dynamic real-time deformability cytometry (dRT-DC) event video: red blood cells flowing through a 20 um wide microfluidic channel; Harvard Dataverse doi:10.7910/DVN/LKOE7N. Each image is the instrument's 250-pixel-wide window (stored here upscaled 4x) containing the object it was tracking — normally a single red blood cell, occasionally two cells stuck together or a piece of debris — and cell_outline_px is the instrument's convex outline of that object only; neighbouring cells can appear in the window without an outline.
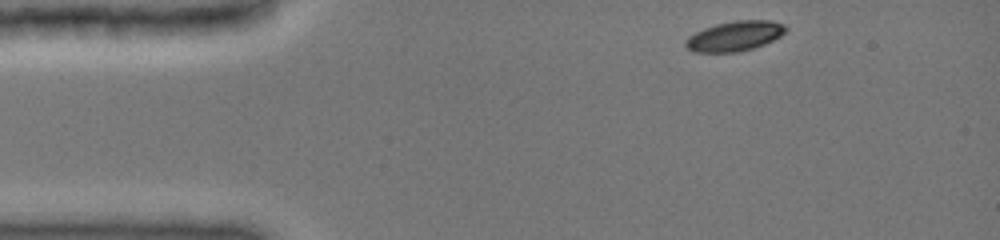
{"species": "common noctule bat (a hibernating species)", "species_latin": "Nyctalus noctula", "temperature_condition": "cold", "stored_images_in_passage": 20, "camera_frame_rate_fps": 3000, "um_per_image_px": 0.085, "animal": {"sex": "female", "body_mass_g": 19.0, "forearm_length_mm": 51.5}, "frame": {"image": 1, "passage_image": 1, "time_ms": 0.0, "image_size_px": [1000, 240], "cell_outline_px": [[788, 28], [780, 36], [764, 44], [752, 48], [736, 52], [692, 52], [684, 44], [684, 40], [688, 36], [704, 28], [716, 24], [736, 20], [772, 20], [784, 24]], "centroid_in_image_um": [62.44, 3.06], "position_along_channel_um": 22.6, "area_um2": 17.46}}
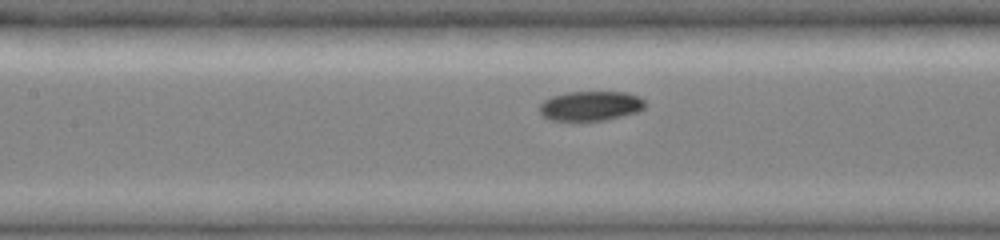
{"frame": {"image": 2, "passage_image": 12, "time_ms": 3.667, "image_size_px": [1000, 240], "cell_outline_px": [[648, 104], [644, 108], [636, 112], [604, 120], [552, 120], [544, 116], [540, 112], [540, 104], [544, 100], [552, 96], [568, 92], [628, 92], [640, 96]], "centroid_in_image_um": [50.24, 8.98], "position_along_channel_um": 157.2, "area_um2": 18.15}}
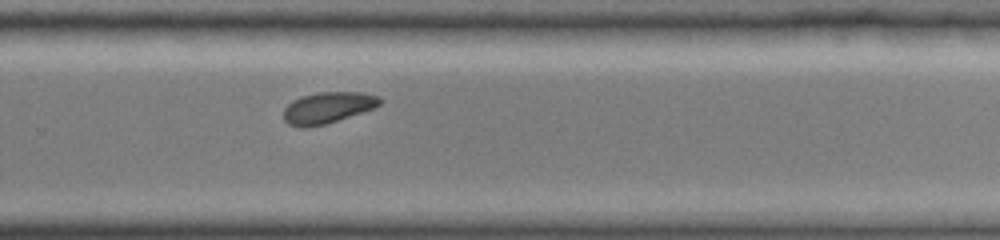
{"frame": {"image": 3, "passage_image": 20, "time_ms": 6.333, "image_size_px": [1000, 240], "cell_outline_px": [[384, 100], [380, 104], [372, 108], [324, 124], [308, 128], [300, 128], [288, 124], [284, 120], [284, 108], [292, 100], [304, 96], [320, 92], [360, 92], [380, 96]], "centroid_in_image_um": [27.83, 9.15], "position_along_channel_um": 302.0, "area_um2": 17.34}}